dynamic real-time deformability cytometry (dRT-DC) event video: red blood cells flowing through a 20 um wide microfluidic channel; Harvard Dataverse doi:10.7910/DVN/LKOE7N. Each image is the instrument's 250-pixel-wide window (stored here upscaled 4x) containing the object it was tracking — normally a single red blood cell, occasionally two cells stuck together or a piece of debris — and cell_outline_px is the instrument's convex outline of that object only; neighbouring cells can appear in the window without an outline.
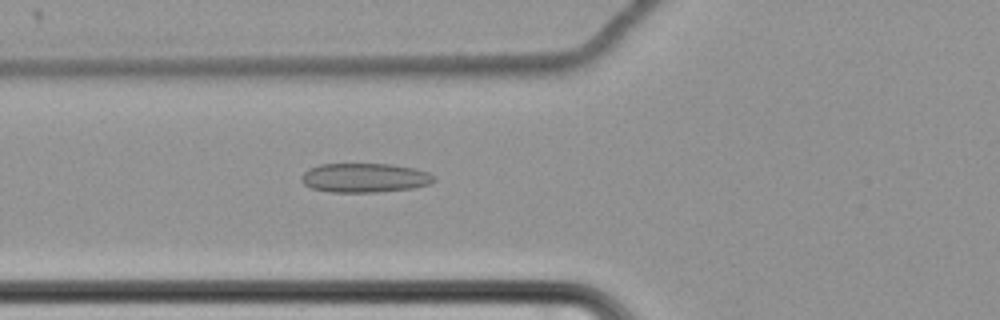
{"species": "common noctule bat (a hibernating species)", "species_latin": "Nyctalus noctula", "temperature_condition": "cold", "stored_images_in_passage": 48, "camera_frame_rate_fps": 3000, "um_per_image_px": 0.085, "animal": {"sex": "female", "body_mass_g": 22.7, "forearm_length_mm": 54.2}, "frame": {"image": 1, "passage_image": 11, "time_ms": 3.333, "image_size_px": [1000, 320], "cell_outline_px": [[436, 180], [428, 184], [412, 188], [376, 192], [328, 192], [312, 188], [304, 184], [300, 180], [300, 176], [308, 168], [320, 164], [392, 164], [412, 168], [428, 172], [436, 176]], "centroid_in_image_um": [30.97, 15.11], "position_along_channel_um": 94.8, "area_um2": 22.66}}
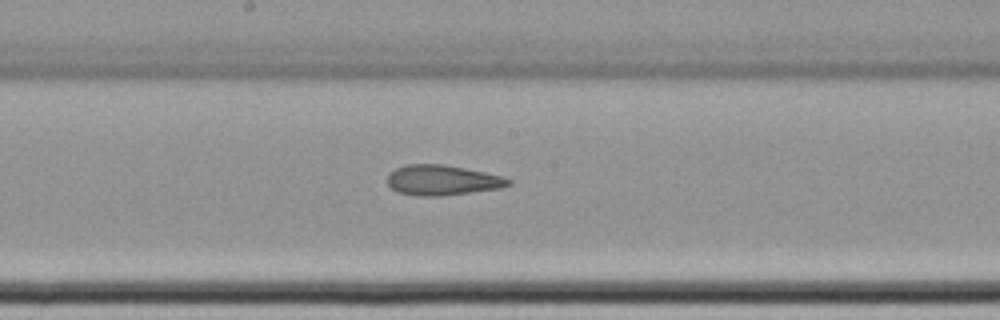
{"frame": {"image": 2, "passage_image": 21, "time_ms": 6.667, "image_size_px": [1000, 320], "cell_outline_px": [[512, 184], [504, 188], [440, 196], [420, 196], [400, 192], [392, 188], [388, 184], [388, 176], [396, 168], [404, 164], [440, 164], [464, 168], [504, 176], [512, 180]], "centroid_in_image_um": [37.66, 15.31], "position_along_channel_um": 210.5, "area_um2": 21.27}}
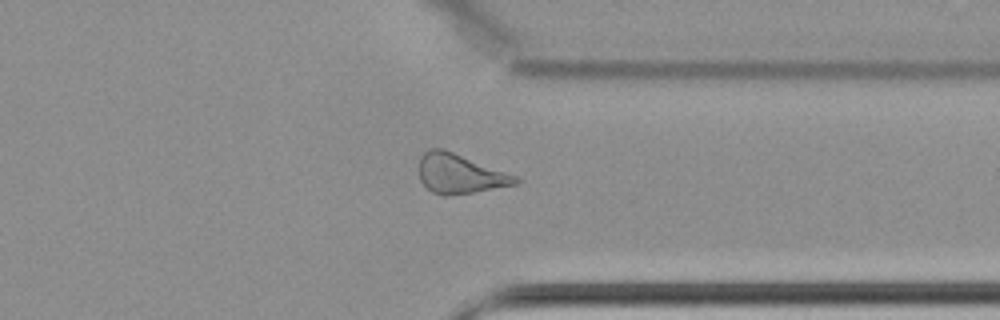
{"frame": {"image": 3, "passage_image": 35, "time_ms": 11.333, "image_size_px": [1000, 320], "cell_outline_px": [[520, 180], [516, 184], [472, 192], [448, 196], [444, 196], [432, 192], [420, 180], [420, 156], [428, 148], [444, 148], [516, 176]], "centroid_in_image_um": [39.05, 14.76], "position_along_channel_um": 372.4, "area_um2": 21.96}, "authors_computed_cell_mechanics": {"area_um2": 22.1085, "velocity_mm_per_s": 3.4739, "shape_relaxation_time_tau1_ms": null, "shape_relaxation_time_tau2_ms": 2.5797, "deformation_change_tau1": null, "deformation_change_tau2": 0.0856}}